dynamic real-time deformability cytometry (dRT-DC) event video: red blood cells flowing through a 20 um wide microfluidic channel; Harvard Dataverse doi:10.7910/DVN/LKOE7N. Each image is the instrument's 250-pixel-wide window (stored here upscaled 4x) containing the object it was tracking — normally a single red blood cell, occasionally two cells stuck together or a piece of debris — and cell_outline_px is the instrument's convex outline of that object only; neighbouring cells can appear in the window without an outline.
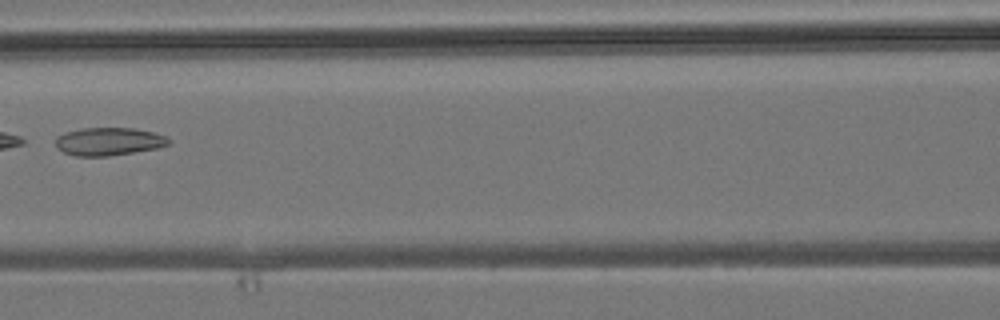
{"species": "common noctule bat (a hibernating species)", "species_latin": "Nyctalus noctula", "temperature_condition": "room temperature", "stored_images_in_passage": 6, "camera_frame_rate_fps": 3000, "um_per_image_px": 0.085, "animal": {"sex": "male", "body_mass_g": 19.2, "forearm_length_mm": 51.8}, "frame": {"image": 1, "passage_image": 6, "time_ms": 5.667, "image_size_px": [1000, 320], "cell_outline_px": [[172, 140], [168, 144], [156, 148], [108, 156], [76, 156], [64, 152], [56, 148], [56, 136], [64, 132], [84, 128], [136, 128], [168, 136]], "centroid_in_image_um": [9.23, 12.02], "position_along_channel_um": 157.4, "area_um2": 18.44}}